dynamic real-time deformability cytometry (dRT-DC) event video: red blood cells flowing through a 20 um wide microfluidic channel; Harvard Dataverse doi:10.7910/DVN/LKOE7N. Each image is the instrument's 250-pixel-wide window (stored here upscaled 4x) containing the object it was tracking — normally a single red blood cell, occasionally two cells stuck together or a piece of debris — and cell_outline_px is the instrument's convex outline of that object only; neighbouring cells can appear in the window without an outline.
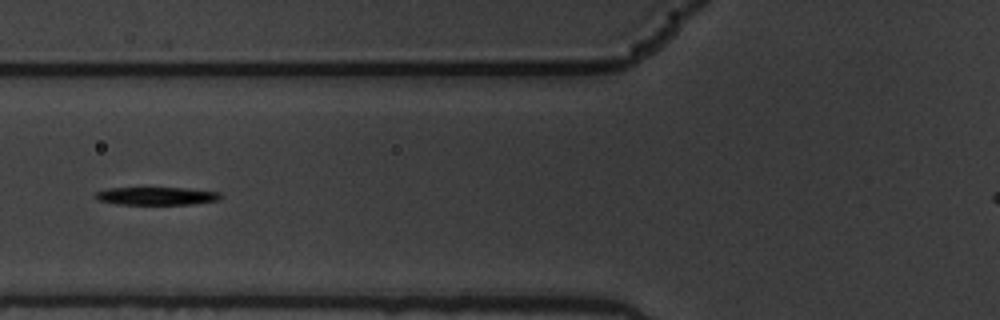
{"species": "common noctule bat (a hibernating species)", "species_latin": "Nyctalus noctula", "temperature_condition": "warm", "stored_images_in_passage": 10, "camera_frame_rate_fps": 3000, "um_per_image_px": 0.085, "animal": {"sex": "male", "body_mass_g": 19.5, "forearm_length_mm": 54.6}, "frame": {"image": 1, "passage_image": 6, "time_ms": 1.667, "image_size_px": [1000, 320], "cell_outline_px": [[224, 196], [216, 200], [192, 204], [116, 204], [100, 200], [96, 196], [96, 192], [108, 188], [184, 188], [220, 192]], "centroid_in_image_um": [13.34, 16.65], "position_along_channel_um": 112.5, "area_um2": 12.83}}
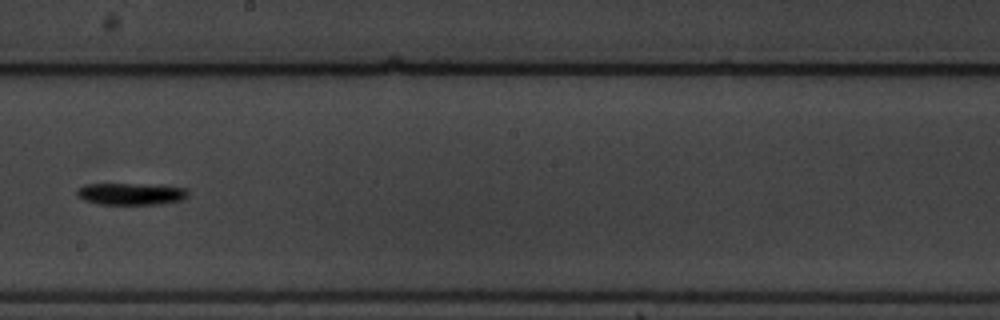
{"frame": {"image": 2, "passage_image": 9, "time_ms": 2.667, "image_size_px": [1000, 320], "cell_outline_px": [[188, 196], [184, 200], [160, 204], [100, 204], [84, 200], [76, 196], [76, 188], [88, 184], [140, 184], [188, 188]], "centroid_in_image_um": [11.13, 16.48], "position_along_channel_um": 237.1, "area_um2": 14.22}}
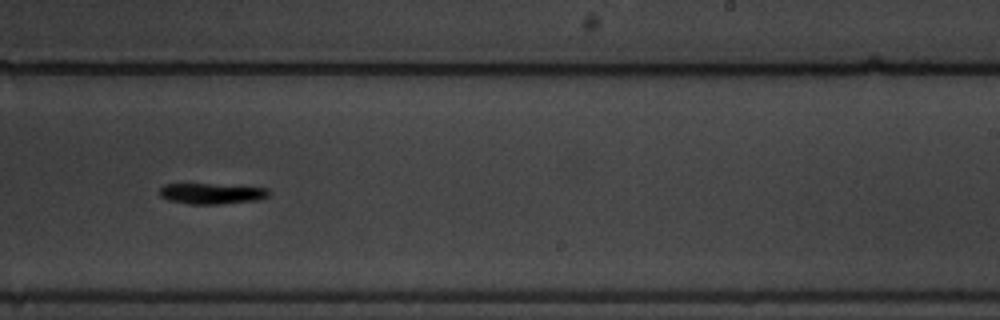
{"frame": {"image": 3, "passage_image": 10, "time_ms": 3.0, "image_size_px": [1000, 320], "cell_outline_px": [[268, 196], [260, 200], [220, 204], [188, 204], [168, 200], [160, 196], [160, 188], [164, 184], [208, 184], [268, 188]], "centroid_in_image_um": [17.97, 16.46], "position_along_channel_um": 271.0, "area_um2": 13.12}}